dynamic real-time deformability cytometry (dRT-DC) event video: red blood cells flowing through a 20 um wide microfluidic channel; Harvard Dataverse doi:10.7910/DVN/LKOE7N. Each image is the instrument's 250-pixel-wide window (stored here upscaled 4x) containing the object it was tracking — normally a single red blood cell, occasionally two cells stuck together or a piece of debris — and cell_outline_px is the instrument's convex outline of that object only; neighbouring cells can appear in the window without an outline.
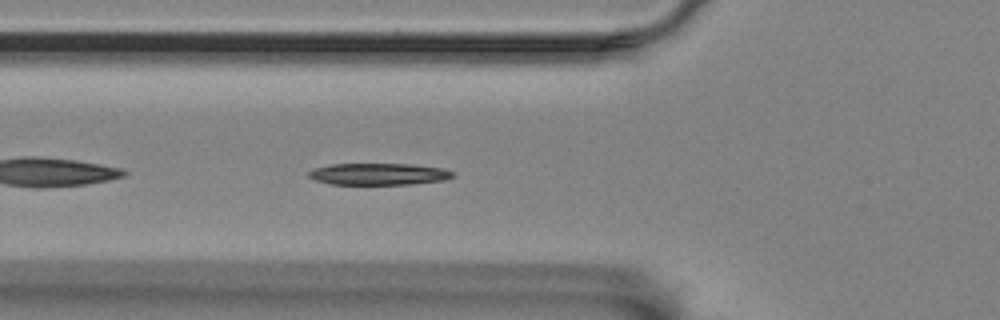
{"species": "Egyptian fruit bat (a non-hibernating species)", "species_latin": "Rousettus aegyptiacus", "temperature_condition": "room temperature", "stored_images_in_passage": 43, "camera_frame_rate_fps": 3000, "um_per_image_px": 0.085, "animal": {"sex": "female"}, "frame": {"image": 1, "passage_image": 5, "time_ms": 1.333, "image_size_px": [1000, 320], "cell_outline_px": [[456, 176], [444, 180], [412, 184], [328, 184], [316, 180], [308, 176], [308, 172], [316, 168], [332, 164], [412, 164], [444, 168], [456, 172]], "centroid_in_image_um": [32.26, 14.79], "position_along_channel_um": 93.5, "area_um2": 18.32}}
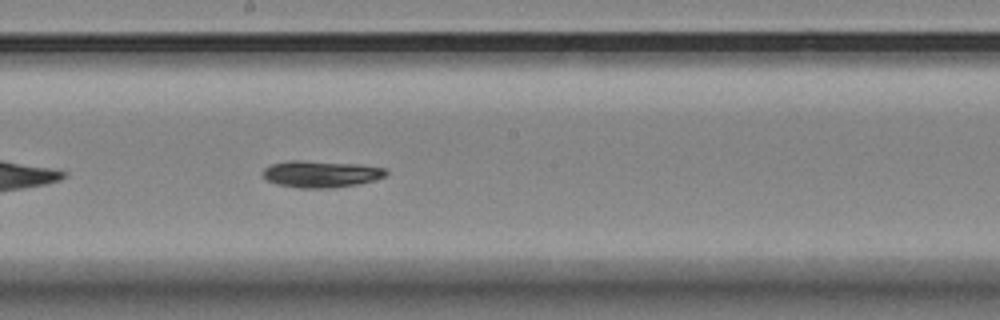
{"frame": {"image": 2, "passage_image": 16, "time_ms": 5.0, "image_size_px": [1000, 320], "cell_outline_px": [[388, 172], [384, 176], [376, 180], [356, 184], [332, 188], [296, 188], [276, 184], [268, 180], [264, 176], [264, 168], [272, 164], [288, 160], [300, 160], [360, 164], [384, 168]], "centroid_in_image_um": [27.28, 14.79], "position_along_channel_um": 220.9, "area_um2": 19.19}}
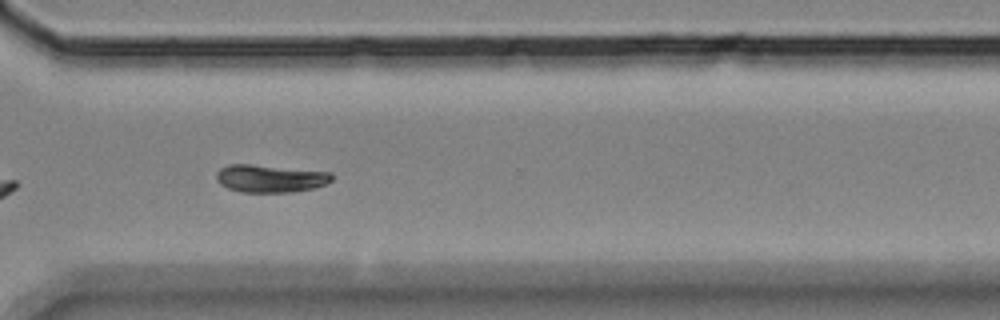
{"frame": {"image": 3, "passage_image": 27, "time_ms": 8.667, "image_size_px": [1000, 320], "cell_outline_px": [[332, 180], [324, 184], [312, 188], [292, 192], [240, 192], [228, 188], [220, 184], [216, 180], [216, 172], [220, 168], [228, 164], [252, 164], [332, 172]], "centroid_in_image_um": [22.93, 15.16], "position_along_channel_um": 347.7, "area_um2": 18.67}, "authors_computed_cell_mechanics": {"area_um2": 18.3226, "velocity_mm_per_s": 3.4607, "shape_relaxation_time_tau1_ms": 3.5975, "shape_relaxation_time_tau2_ms": null, "deformation_change_tau1": 0.14, "deformation_change_tau2": null}}